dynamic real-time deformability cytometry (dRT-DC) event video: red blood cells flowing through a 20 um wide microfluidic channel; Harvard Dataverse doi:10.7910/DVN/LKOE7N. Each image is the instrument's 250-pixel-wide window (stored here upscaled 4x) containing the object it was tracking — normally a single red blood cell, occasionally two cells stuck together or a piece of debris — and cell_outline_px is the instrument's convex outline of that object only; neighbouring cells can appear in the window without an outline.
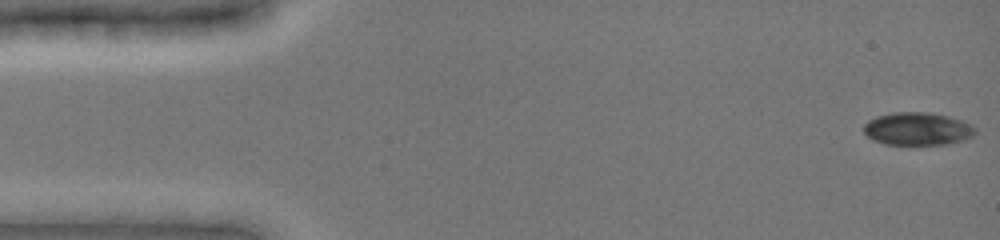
{"species": "common noctule bat (a hibernating species)", "species_latin": "Nyctalus noctula", "temperature_condition": "cold", "stored_images_in_passage": 48, "camera_frame_rate_fps": 3000, "um_per_image_px": 0.085, "animal": {"sex": "female", "body_mass_g": 19.0, "forearm_length_mm": 51.5}, "frame": {"image": 1, "passage_image": 1, "time_ms": 0.0, "image_size_px": [1000, 240], "cell_outline_px": [[976, 132], [972, 136], [964, 140], [948, 144], [888, 144], [872, 140], [864, 132], [864, 124], [868, 120], [876, 116], [892, 112], [928, 112], [948, 116], [972, 124], [976, 128]], "centroid_in_image_um": [77.99, 10.94], "position_along_channel_um": 7.0, "area_um2": 21.39}}
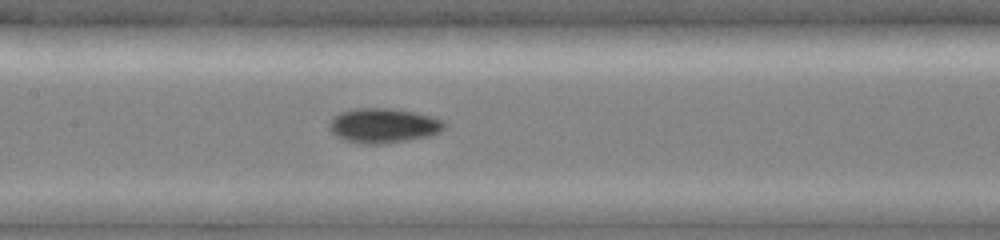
{"frame": {"image": 2, "passage_image": 23, "time_ms": 7.333, "image_size_px": [1000, 240], "cell_outline_px": [[444, 128], [440, 132], [428, 136], [408, 140], [384, 144], [360, 144], [344, 140], [336, 136], [328, 128], [328, 120], [332, 116], [340, 112], [356, 108], [392, 108], [432, 116], [444, 120]], "centroid_in_image_um": [32.54, 10.67], "position_along_channel_um": 174.9, "area_um2": 23.52}}
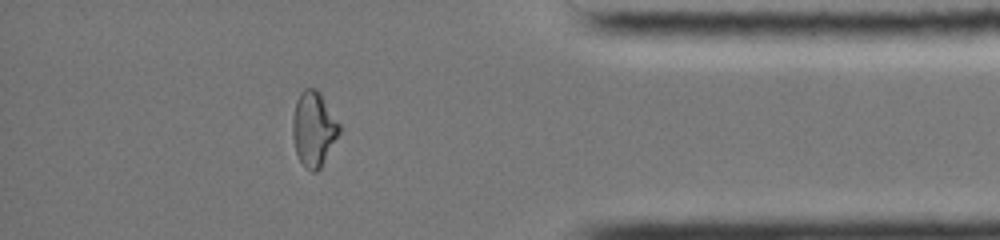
{"frame": {"image": 3, "passage_image": 42, "time_ms": 13.667, "image_size_px": [1000, 240], "cell_outline_px": [[340, 132], [320, 168], [316, 172], [312, 172], [300, 160], [296, 152], [292, 136], [292, 116], [296, 100], [300, 92], [304, 88], [316, 88], [320, 92], [340, 124]], "centroid_in_image_um": [26.65, 10.91], "position_along_channel_um": 408.6, "area_um2": 20.29}, "authors_computed_cell_mechanics": {"area_um2": 21.386, "velocity_mm_per_s": 3.9614, "shape_relaxation_time_tau1_ms": null, "shape_relaxation_time_tau2_ms": 4.7281, "deformation_change_tau1": null, "deformation_change_tau2": 0.0685}}